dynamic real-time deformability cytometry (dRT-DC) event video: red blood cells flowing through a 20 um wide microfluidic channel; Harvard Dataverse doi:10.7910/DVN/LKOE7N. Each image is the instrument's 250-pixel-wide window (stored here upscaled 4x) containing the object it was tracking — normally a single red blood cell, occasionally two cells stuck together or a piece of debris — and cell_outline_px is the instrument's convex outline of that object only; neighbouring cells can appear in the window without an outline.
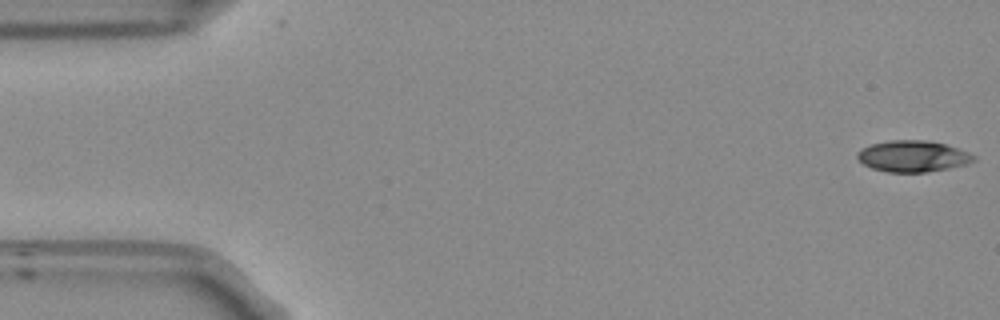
{"species": "Egyptian fruit bat (a non-hibernating species)", "species_latin": "Rousettus aegyptiacus", "temperature_condition": "room temperature", "stored_images_in_passage": 16, "camera_frame_rate_fps": 3000, "um_per_image_px": 0.085, "frame": {"image": 1, "passage_image": 1, "time_ms": 0.0, "image_size_px": [1000, 320], "cell_outline_px": [[976, 160], [968, 164], [948, 168], [924, 172], [888, 172], [872, 168], [864, 164], [856, 156], [856, 152], [860, 148], [872, 144], [888, 140], [928, 140], [960, 148], [976, 156]], "centroid_in_image_um": [77.6, 13.27], "position_along_channel_um": 7.4, "area_um2": 21.33}}
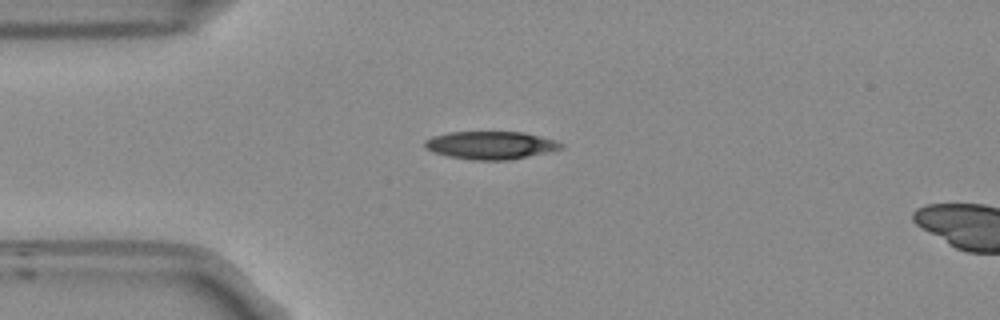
{"frame": {"image": 2, "passage_image": 13, "time_ms": 4.0, "image_size_px": [1000, 320], "cell_outline_px": [[564, 148], [548, 152], [512, 160], [472, 160], [448, 156], [432, 152], [424, 148], [424, 140], [432, 136], [448, 132], [524, 132], [540, 136], [564, 144]], "centroid_in_image_um": [41.67, 12.35], "position_along_channel_um": 43.3, "area_um2": 22.31}}